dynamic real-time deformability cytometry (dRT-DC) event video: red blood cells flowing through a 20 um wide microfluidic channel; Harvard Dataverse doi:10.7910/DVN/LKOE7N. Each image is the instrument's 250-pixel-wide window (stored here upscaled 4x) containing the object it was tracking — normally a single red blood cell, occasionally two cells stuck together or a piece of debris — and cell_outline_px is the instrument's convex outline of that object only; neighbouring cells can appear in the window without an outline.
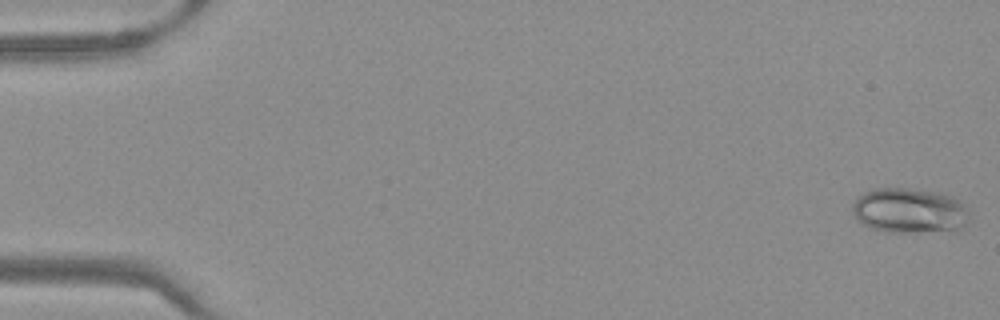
{"species": "Egyptian fruit bat (a non-hibernating species)", "species_latin": "Rousettus aegyptiacus", "temperature_condition": "warm", "stored_images_in_passage": 51, "camera_frame_rate_fps": 3000, "um_per_image_px": 0.085, "frame": {"image": 1, "passage_image": 1, "time_ms": 0.0, "image_size_px": [1000, 320], "cell_outline_px": [[968, 220], [960, 232], [884, 232], [872, 228], [864, 224], [852, 212], [852, 204], [864, 192], [876, 188], [908, 188], [940, 192], [952, 196], [968, 208]], "centroid_in_image_um": [77.37, 17.92], "position_along_channel_um": 7.6, "area_um2": 31.15}}
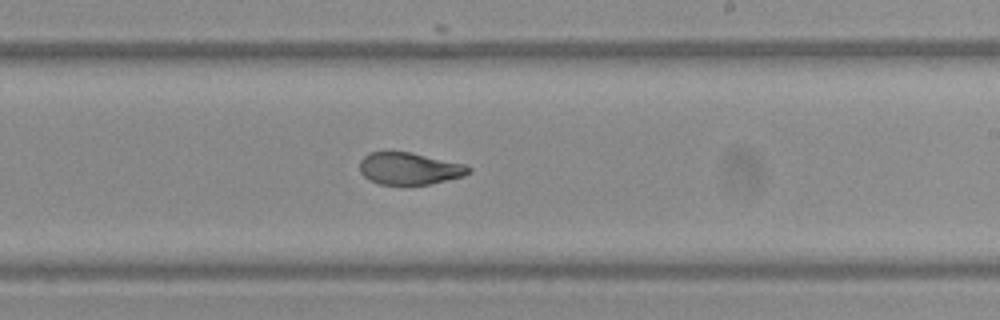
{"frame": {"image": 2, "passage_image": 31, "time_ms": 10.0, "image_size_px": [1000, 320], "cell_outline_px": [[472, 172], [464, 176], [428, 184], [380, 184], [368, 180], [360, 172], [360, 160], [368, 152], [412, 152], [468, 164], [472, 168]], "centroid_in_image_um": [34.84, 14.31], "position_along_channel_um": 254.2, "area_um2": 20.58}}
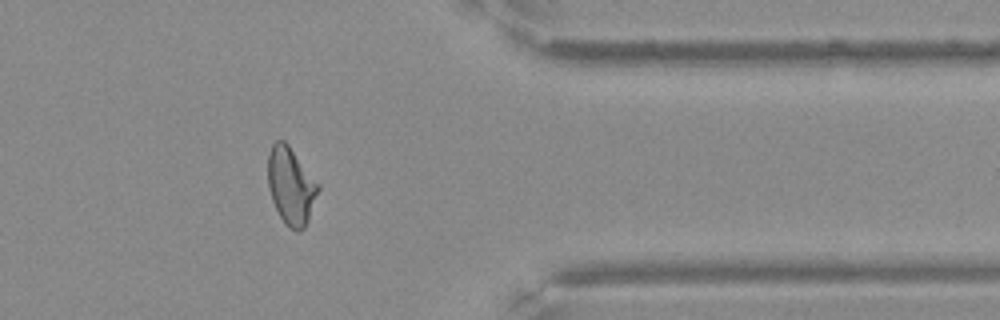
{"frame": {"image": 3, "passage_image": 42, "time_ms": 13.667, "image_size_px": [1000, 320], "cell_outline_px": [[320, 188], [308, 220], [304, 228], [292, 228], [284, 224], [272, 200], [268, 188], [268, 152], [272, 144], [276, 140], [284, 140], [288, 144], [320, 184]], "centroid_in_image_um": [24.73, 15.75], "position_along_channel_um": 386.7, "area_um2": 22.48}}